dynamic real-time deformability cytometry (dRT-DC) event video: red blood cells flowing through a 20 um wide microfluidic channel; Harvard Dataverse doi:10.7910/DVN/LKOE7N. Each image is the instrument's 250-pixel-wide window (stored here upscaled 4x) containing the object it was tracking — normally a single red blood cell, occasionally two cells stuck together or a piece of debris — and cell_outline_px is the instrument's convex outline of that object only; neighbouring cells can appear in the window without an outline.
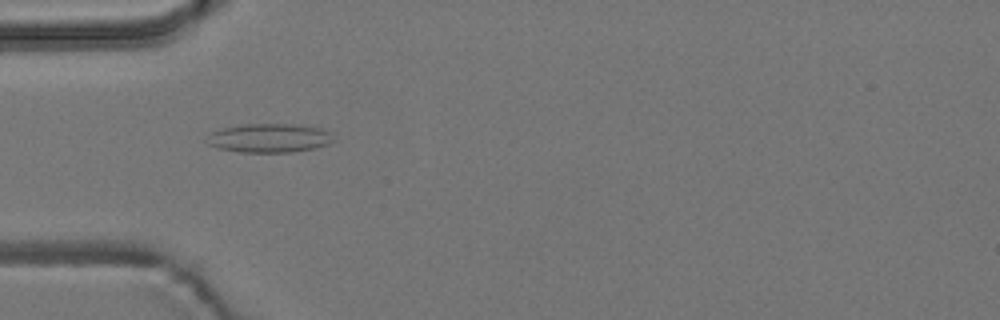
{"species": "common noctule bat (a hibernating species)", "species_latin": "Nyctalus noctula", "temperature_condition": "room temperature", "stored_images_in_passage": 55, "camera_frame_rate_fps": 3000, "um_per_image_px": 0.085, "animal": {"sex": "male", "body_mass_g": 19.2, "forearm_length_mm": 51.8}, "frame": {"image": 1, "passage_image": 17, "time_ms": 5.333, "image_size_px": [1000, 320], "cell_outline_px": [[332, 140], [328, 144], [312, 148], [292, 152], [240, 152], [216, 148], [208, 144], [204, 140], [212, 132], [224, 128], [240, 124], [292, 124], [320, 128], [328, 132]], "centroid_in_image_um": [22.8, 11.73], "position_along_channel_um": 62.2, "area_um2": 21.1}}
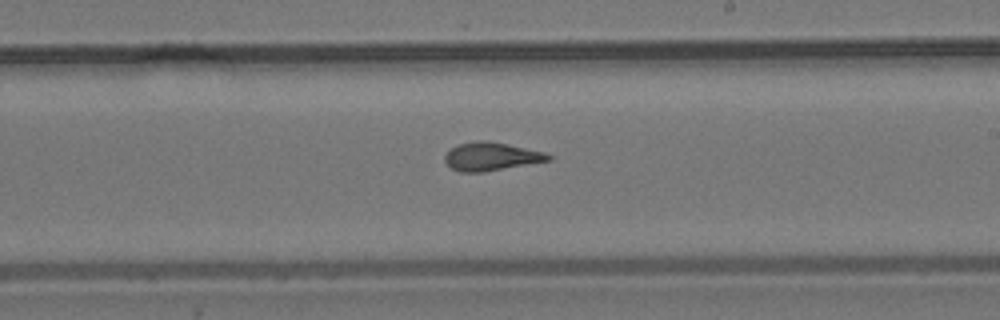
{"frame": {"image": 2, "passage_image": 32, "time_ms": 10.333, "image_size_px": [1000, 320], "cell_outline_px": [[552, 160], [484, 172], [460, 172], [452, 168], [444, 160], [444, 156], [452, 148], [460, 144], [476, 140], [488, 140], [508, 144], [544, 152], [552, 156]], "centroid_in_image_um": [41.77, 13.3], "position_along_channel_um": 247.2, "area_um2": 16.99}}
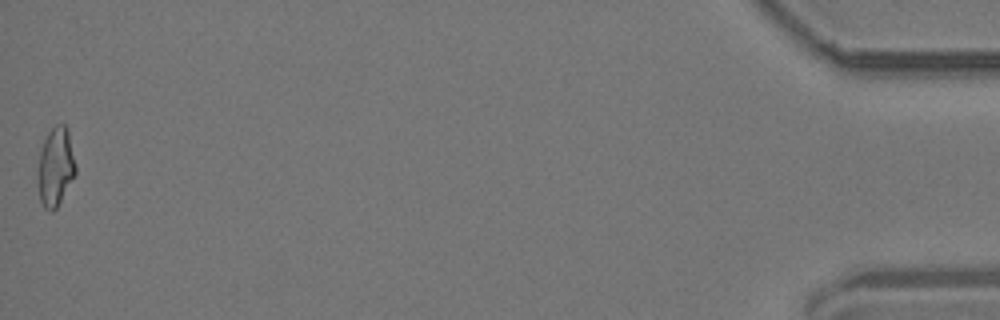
{"frame": {"image": 3, "passage_image": 55, "time_ms": 18.0, "image_size_px": [1000, 320], "cell_outline_px": [[76, 172], [56, 208], [52, 212], [48, 212], [44, 208], [40, 200], [36, 180], [36, 172], [40, 152], [44, 140], [48, 132], [56, 124], [64, 124], [68, 128], [76, 164]], "centroid_in_image_um": [4.7, 14.18], "position_along_channel_um": 430.5, "area_um2": 17.63}, "authors_computed_cell_mechanics": {"area_um2": 17.2822, "velocity_mm_per_s": 3.7273, "shape_relaxation_time_tau1_ms": null, "shape_relaxation_time_tau2_ms": 1.6754, "deformation_change_tau1": null, "deformation_change_tau2": 0.1139}}